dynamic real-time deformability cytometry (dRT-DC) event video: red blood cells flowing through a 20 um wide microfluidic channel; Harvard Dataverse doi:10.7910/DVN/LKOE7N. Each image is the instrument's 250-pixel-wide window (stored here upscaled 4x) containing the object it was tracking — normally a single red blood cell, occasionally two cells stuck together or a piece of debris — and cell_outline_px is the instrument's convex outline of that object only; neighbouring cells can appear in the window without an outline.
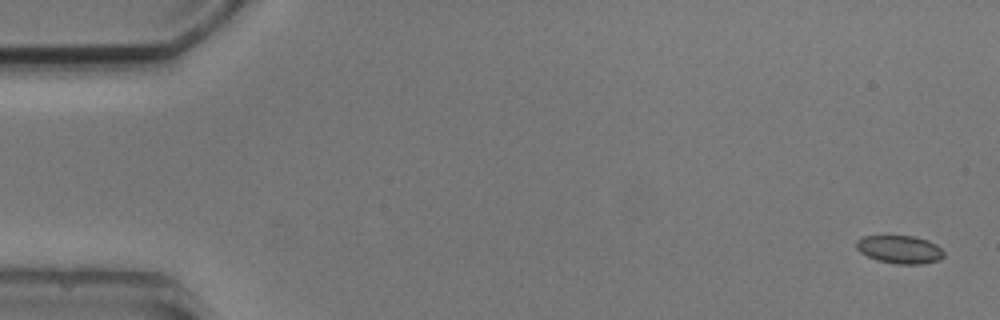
{"species": "common noctule bat (a hibernating species)", "species_latin": "Nyctalus noctula", "temperature_condition": "cold", "stored_images_in_passage": 5, "segment_of_instrument_passage": [1, 2], "camera_frame_rate_fps": 3000, "um_per_image_px": 0.085, "animal": {"sex": "male", "body_mass_g": 20.5, "forearm_length_mm": 52.5}, "frame": {"image": 1, "passage_image": 1, "time_ms": 0.0, "image_size_px": [1000, 320], "cell_outline_px": [[944, 256], [940, 260], [920, 264], [896, 264], [876, 260], [860, 252], [856, 248], [856, 240], [864, 236], [916, 236], [928, 240], [936, 244], [944, 252]], "centroid_in_image_um": [76.48, 21.2], "position_along_channel_um": 8.5, "area_um2": 14.39}}
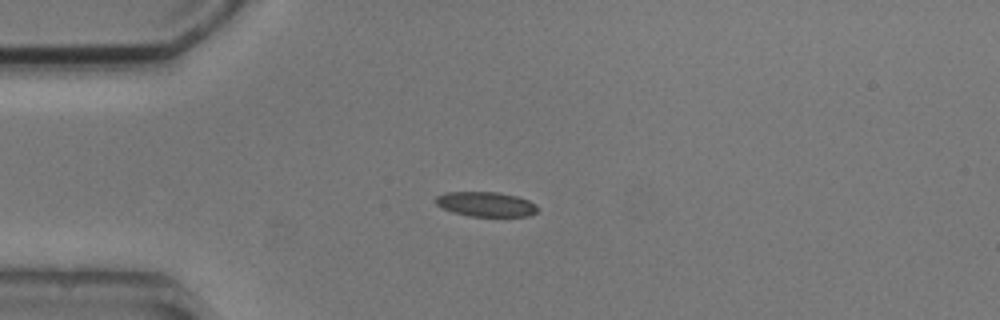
{"frame": {"image": 2, "passage_image": 4, "time_ms": 4.0, "image_size_px": [1000, 320], "cell_outline_px": [[536, 212], [528, 216], [472, 216], [452, 212], [436, 204], [436, 196], [444, 192], [500, 192], [516, 196], [528, 200], [536, 204]], "centroid_in_image_um": [41.29, 17.35], "position_along_channel_um": 43.7, "area_um2": 14.57}}